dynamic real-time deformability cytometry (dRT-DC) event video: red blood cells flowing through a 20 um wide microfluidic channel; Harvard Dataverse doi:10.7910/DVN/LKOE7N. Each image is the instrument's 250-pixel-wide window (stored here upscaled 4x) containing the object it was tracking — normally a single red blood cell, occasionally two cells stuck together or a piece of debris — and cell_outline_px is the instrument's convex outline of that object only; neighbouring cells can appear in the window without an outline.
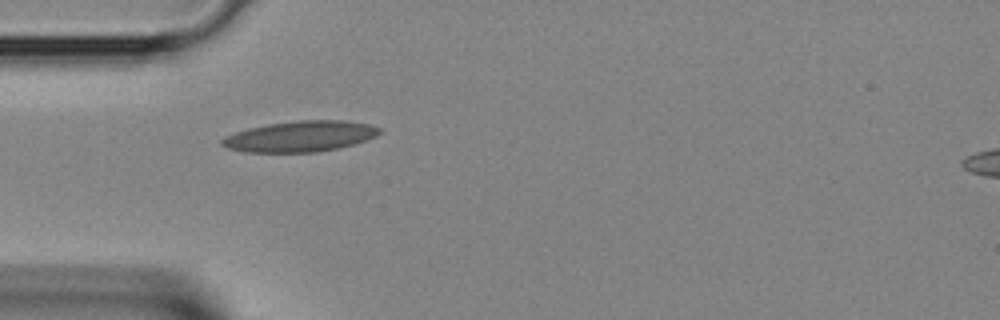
{"species": "Egyptian fruit bat (a non-hibernating species)", "species_latin": "Rousettus aegyptiacus", "temperature_condition": "room temperature", "stored_images_in_passage": 28, "camera_frame_rate_fps": 3000, "um_per_image_px": 0.085, "animal": {"sex": "female"}, "frame": {"image": 1, "passage_image": 1, "time_ms": 0.0, "image_size_px": [1000, 320], "cell_outline_px": [[380, 132], [376, 136], [352, 144], [336, 148], [316, 152], [244, 152], [228, 148], [220, 144], [220, 140], [224, 136], [248, 128], [268, 124], [300, 120], [348, 120], [368, 124], [380, 128]], "centroid_in_image_um": [25.48, 11.58], "position_along_channel_um": 59.5, "area_um2": 28.09}}
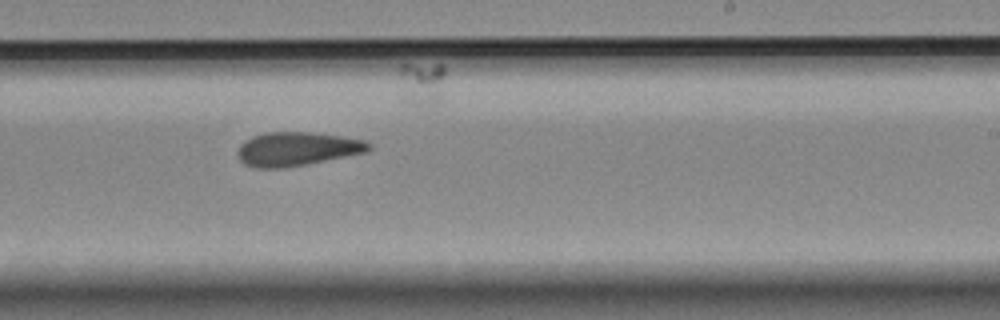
{"frame": {"image": 2, "passage_image": 13, "time_ms": 4.0, "image_size_px": [1000, 320], "cell_outline_px": [[372, 148], [368, 152], [284, 168], [256, 168], [244, 164], [240, 160], [236, 152], [240, 144], [244, 140], [252, 136], [264, 132], [308, 132], [340, 136], [364, 140], [372, 144]], "centroid_in_image_um": [25.22, 12.66], "position_along_channel_um": 263.8, "area_um2": 25.95}}
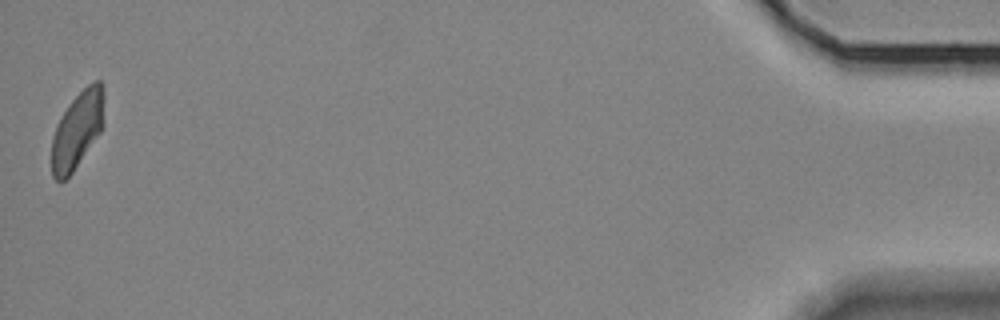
{"frame": {"image": 3, "passage_image": 28, "time_ms": 9.0, "image_size_px": [1000, 320], "cell_outline_px": [[104, 124], [100, 132], [72, 172], [60, 184], [52, 176], [52, 136], [56, 124], [60, 116], [68, 104], [92, 80], [100, 80], [104, 84]], "centroid_in_image_um": [6.58, 11.0], "position_along_channel_um": 428.6, "area_um2": 23.76}}